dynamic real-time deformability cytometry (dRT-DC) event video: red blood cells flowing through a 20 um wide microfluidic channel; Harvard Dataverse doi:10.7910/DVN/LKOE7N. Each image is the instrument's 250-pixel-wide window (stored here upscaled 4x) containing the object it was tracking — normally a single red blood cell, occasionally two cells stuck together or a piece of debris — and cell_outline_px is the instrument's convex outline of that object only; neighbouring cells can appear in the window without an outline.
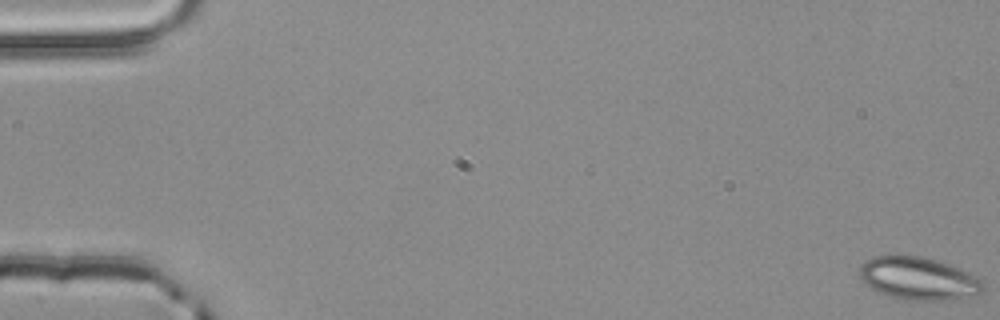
{"species": "common noctule bat (a hibernating species)", "species_latin": "Nyctalus noctula", "temperature_condition": "room temperature", "stored_images_in_passage": 3, "camera_frame_rate_fps": 3000, "um_per_image_px": 0.085, "animal": {"sex": "male", "body_mass_g": 20.4}, "frame": {"image": 1, "passage_image": 1, "time_ms": 0.0, "image_size_px": [1000, 320], "cell_outline_px": [[984, 288], [976, 296], [944, 300], [904, 300], [888, 296], [872, 288], [860, 276], [860, 268], [872, 256], [896, 252], [924, 256], [960, 268], [980, 276], [984, 280]], "centroid_in_image_um": [78.12, 23.63], "position_along_channel_um": 6.9, "area_um2": 31.5}}